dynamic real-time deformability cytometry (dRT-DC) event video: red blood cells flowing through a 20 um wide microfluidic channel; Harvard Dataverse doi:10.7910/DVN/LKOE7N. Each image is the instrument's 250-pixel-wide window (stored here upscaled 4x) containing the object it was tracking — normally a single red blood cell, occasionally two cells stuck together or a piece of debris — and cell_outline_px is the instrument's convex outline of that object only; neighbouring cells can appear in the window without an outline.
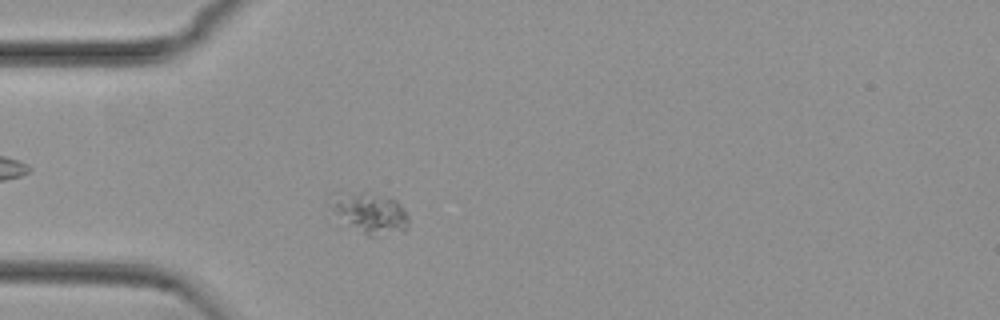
{"species": "common noctule bat (a hibernating species)", "species_latin": "Nyctalus noctula", "temperature_condition": "cold", "stored_images_in_passage": 48, "camera_frame_rate_fps": 3000, "um_per_image_px": 0.085, "animal": {"sex": "female", "body_mass_g": 29.2, "forearm_length_mm": 56.3}, "frame": {"image": 1, "passage_image": 8, "time_ms": 2.333, "image_size_px": [1000, 320], "cell_outline_px": [[408, 228], [404, 232], [380, 236], [364, 236], [332, 212], [328, 196], [332, 192], [364, 192], [396, 200], [400, 204], [408, 216]], "centroid_in_image_um": [31.41, 18.11], "position_along_channel_um": 53.6, "area_um2": 18.9}}
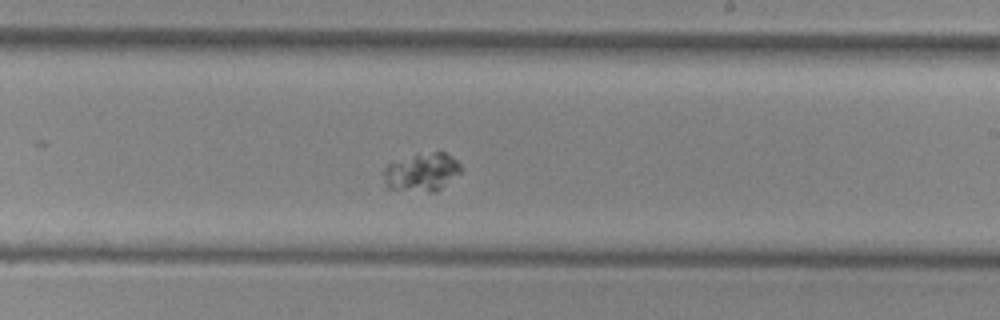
{"frame": {"image": 2, "passage_image": 25, "time_ms": 8.0, "image_size_px": [1000, 320], "cell_outline_px": [[460, 172], [436, 192], [428, 192], [388, 188], [384, 184], [384, 168], [388, 164], [416, 152], [444, 152], [456, 160], [460, 164]], "centroid_in_image_um": [35.82, 14.61], "position_along_channel_um": 253.2, "area_um2": 17.22}}
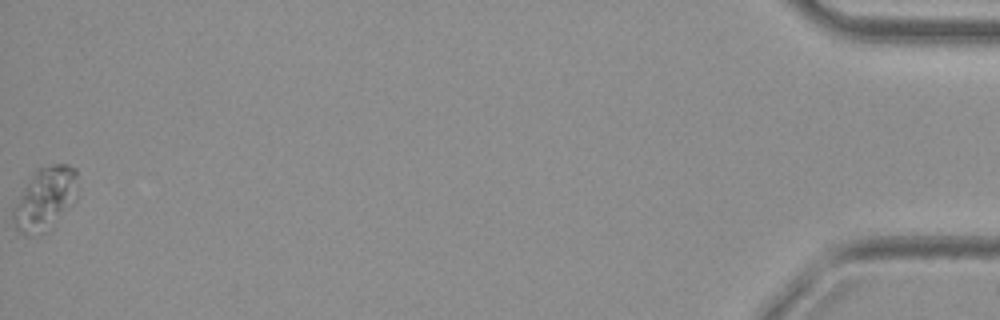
{"frame": {"image": 3, "passage_image": 48, "time_ms": 15.667, "image_size_px": [1000, 320], "cell_outline_px": [[76, 200], [48, 232], [28, 236], [20, 232], [16, 228], [12, 220], [12, 204], [36, 168], [52, 164], [68, 164], [76, 168]], "centroid_in_image_um": [3.8, 16.9], "position_along_channel_um": 431.4, "area_um2": 24.16}}